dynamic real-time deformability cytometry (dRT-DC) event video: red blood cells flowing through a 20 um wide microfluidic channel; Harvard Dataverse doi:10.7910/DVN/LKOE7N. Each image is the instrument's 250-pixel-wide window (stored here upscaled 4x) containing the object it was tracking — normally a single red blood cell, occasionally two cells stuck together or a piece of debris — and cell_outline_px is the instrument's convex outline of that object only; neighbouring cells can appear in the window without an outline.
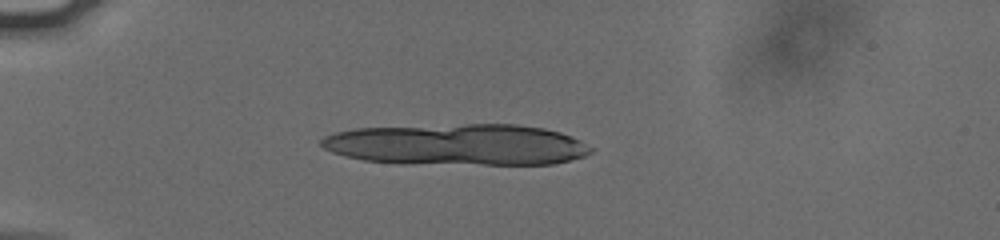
{"species": "human", "species_latin": "Homo sapiens", "temperature_condition": "cold", "stored_images_in_passage": 19, "camera_frame_rate_fps": 3000, "um_per_image_px": 0.085, "donor": {"sex": "male"}, "frame": {"image": 1, "passage_image": 14, "time_ms": 4.333, "image_size_px": [1000, 240], "cell_outline_px": [[592, 152], [584, 156], [552, 164], [484, 164], [364, 160], [332, 152], [324, 148], [320, 144], [320, 140], [324, 136], [336, 132], [356, 128], [468, 124], [516, 124], [544, 128], [560, 132], [572, 136], [580, 140], [592, 148]], "centroid_in_image_um": [38.93, 12.27], "position_along_channel_um": 46.1, "area_um2": 63.93}}